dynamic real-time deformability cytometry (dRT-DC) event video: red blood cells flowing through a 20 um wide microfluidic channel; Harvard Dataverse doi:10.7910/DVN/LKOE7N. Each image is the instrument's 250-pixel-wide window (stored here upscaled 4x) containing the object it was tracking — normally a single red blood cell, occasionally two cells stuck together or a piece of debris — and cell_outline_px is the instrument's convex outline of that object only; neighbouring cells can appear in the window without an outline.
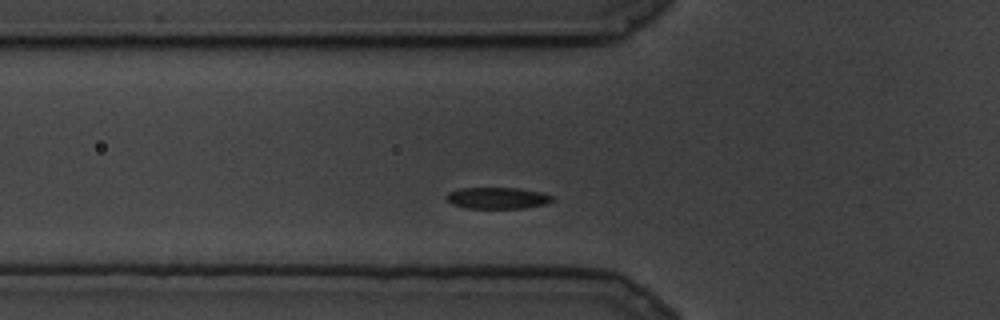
{"species": "common noctule bat (a hibernating species)", "species_latin": "Nyctalus noctula", "temperature_condition": "cold", "stored_images_in_passage": 4, "camera_frame_rate_fps": 3000, "um_per_image_px": 0.085, "animal": {"sex": "male", "body_mass_g": 19.5, "forearm_length_mm": 54.6}, "frame": {"image": 1, "passage_image": 4, "time_ms": 1.0, "image_size_px": [1000, 320], "cell_outline_px": [[552, 200], [548, 204], [520, 208], [468, 208], [452, 204], [448, 200], [448, 192], [460, 188], [516, 188], [540, 192], [552, 196]], "centroid_in_image_um": [42.29, 16.83], "position_along_channel_um": 83.5, "area_um2": 13.01}}